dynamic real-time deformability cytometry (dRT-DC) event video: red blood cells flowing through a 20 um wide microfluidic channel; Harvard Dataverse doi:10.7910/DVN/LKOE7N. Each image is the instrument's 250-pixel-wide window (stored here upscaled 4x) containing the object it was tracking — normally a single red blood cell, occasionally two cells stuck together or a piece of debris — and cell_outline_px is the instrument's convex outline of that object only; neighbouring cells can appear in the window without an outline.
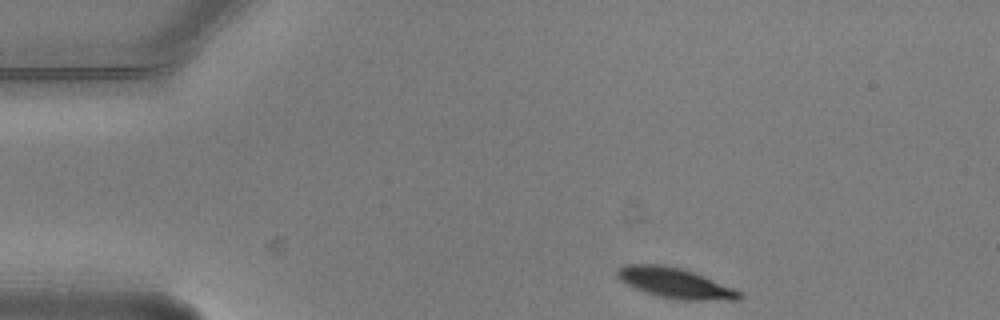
{"species": "common noctule bat (a hibernating species)", "species_latin": "Nyctalus noctula", "temperature_condition": "warm", "stored_images_in_passage": 3, "camera_frame_rate_fps": 3000, "um_per_image_px": 0.085, "animal": {"sex": "male", "body_mass_g": 20.5, "forearm_length_mm": 52.5}, "frame": {"image": 1, "passage_image": 1, "time_ms": 0.0, "image_size_px": [1000, 320], "cell_outline_px": [[744, 296], [740, 300], [676, 300], [656, 296], [644, 292], [620, 280], [616, 276], [616, 268], [628, 264], [660, 264], [680, 268], [692, 272], [732, 288], [740, 292]], "centroid_in_image_um": [57.34, 24.07], "position_along_channel_um": 27.7, "area_um2": 21.39}}